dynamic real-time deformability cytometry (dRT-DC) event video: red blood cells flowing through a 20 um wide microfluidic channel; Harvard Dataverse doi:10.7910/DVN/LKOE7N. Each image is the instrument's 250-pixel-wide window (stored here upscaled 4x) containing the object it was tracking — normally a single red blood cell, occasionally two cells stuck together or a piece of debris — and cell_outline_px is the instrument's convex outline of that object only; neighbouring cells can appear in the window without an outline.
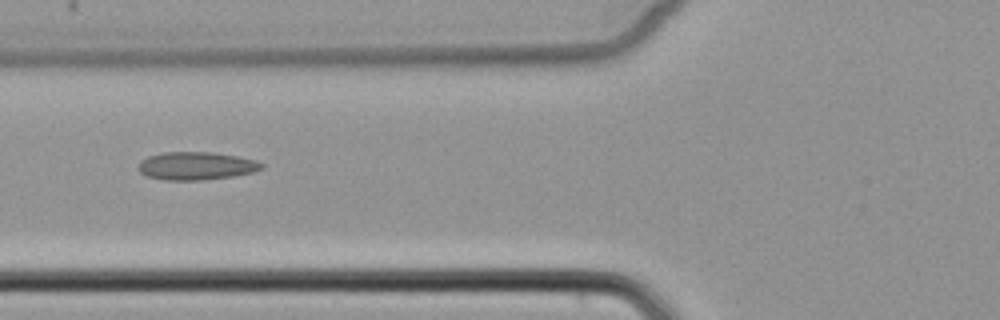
{"species": "common noctule bat (a hibernating species)", "species_latin": "Nyctalus noctula", "temperature_condition": "cold", "stored_images_in_passage": 7, "camera_frame_rate_fps": 3000, "um_per_image_px": 0.085, "animal": {"sex": "female", "body_mass_g": 22.7, "forearm_length_mm": 54.2}, "frame": {"image": 1, "passage_image": 6, "time_ms": 6.333, "image_size_px": [1000, 320], "cell_outline_px": [[264, 168], [252, 172], [232, 176], [200, 180], [164, 180], [148, 176], [140, 172], [140, 160], [148, 156], [164, 152], [212, 152], [236, 156], [256, 160], [264, 164]], "centroid_in_image_um": [16.69, 14.09], "position_along_channel_um": 109.1, "area_um2": 19.94}}
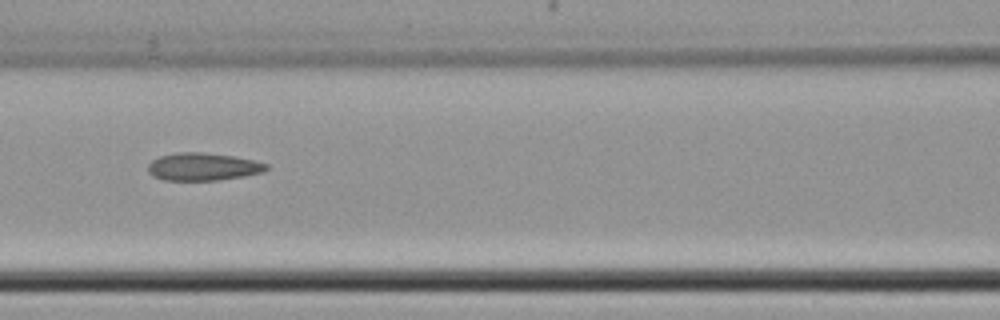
{"frame": {"image": 2, "passage_image": 7, "time_ms": 7.333, "image_size_px": [1000, 320], "cell_outline_px": [[268, 168], [264, 172], [244, 176], [216, 180], [164, 180], [152, 176], [148, 172], [148, 164], [152, 160], [160, 156], [176, 152], [200, 152], [232, 156], [252, 160], [268, 164]], "centroid_in_image_um": [17.22, 14.17], "position_along_channel_um": 149.4, "area_um2": 19.02}}